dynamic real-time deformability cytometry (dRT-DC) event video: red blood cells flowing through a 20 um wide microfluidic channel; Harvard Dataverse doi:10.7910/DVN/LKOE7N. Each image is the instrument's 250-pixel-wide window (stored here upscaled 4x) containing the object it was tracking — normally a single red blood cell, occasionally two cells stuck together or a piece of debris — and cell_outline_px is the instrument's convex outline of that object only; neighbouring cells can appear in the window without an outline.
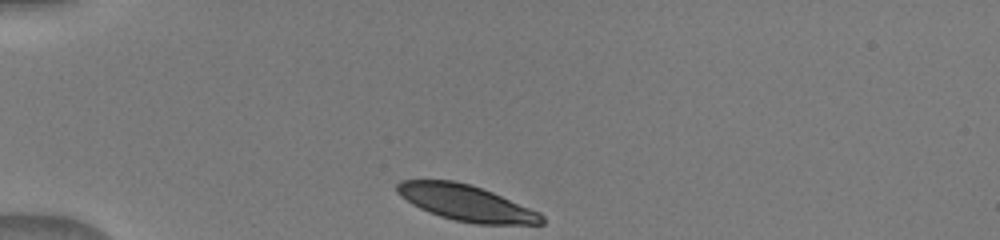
{"species": "human", "species_latin": "Homo sapiens", "temperature_condition": "warm", "stored_images_in_passage": 35, "camera_frame_rate_fps": 3000, "um_per_image_px": 0.085, "donor": {"sex": "male"}, "frame": {"image": 1, "passage_image": 1, "time_ms": 0.0, "image_size_px": [1000, 240], "cell_outline_px": [[544, 224], [476, 224], [456, 220], [440, 216], [420, 208], [412, 204], [400, 196], [396, 192], [396, 184], [400, 180], [456, 180], [492, 192], [540, 212], [544, 216]], "centroid_in_image_um": [39.61, 17.24], "position_along_channel_um": 45.4, "area_um2": 30.11}}
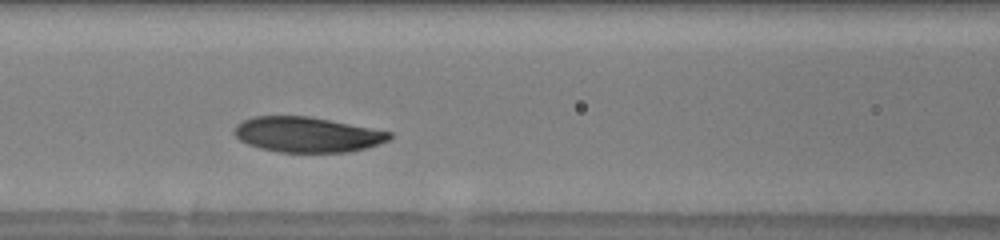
{"frame": {"image": 2, "passage_image": 11, "time_ms": 3.333, "image_size_px": [1000, 240], "cell_outline_px": [[392, 136], [388, 140], [368, 148], [348, 152], [280, 152], [260, 148], [248, 144], [240, 140], [232, 132], [236, 124], [244, 120], [256, 116], [308, 116], [392, 132]], "centroid_in_image_um": [26.09, 11.44], "position_along_channel_um": 140.5, "area_um2": 31.73}}
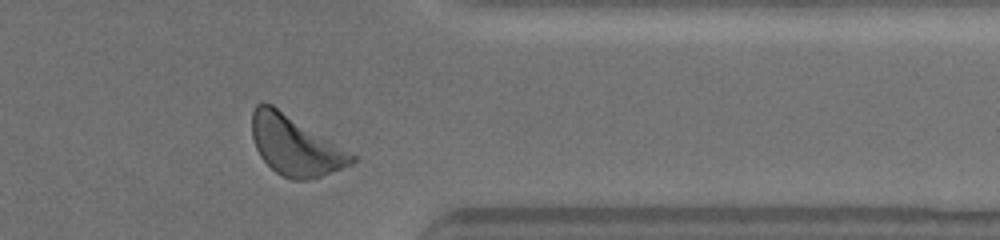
{"frame": {"image": 3, "passage_image": 30, "time_ms": 9.667, "image_size_px": [1000, 240], "cell_outline_px": [[356, 160], [352, 164], [320, 176], [308, 180], [292, 180], [276, 172], [260, 156], [256, 148], [252, 136], [252, 112], [256, 104], [264, 100], [272, 104], [356, 156]], "centroid_in_image_um": [25.05, 12.35], "position_along_channel_um": 386.4, "area_um2": 34.22}}